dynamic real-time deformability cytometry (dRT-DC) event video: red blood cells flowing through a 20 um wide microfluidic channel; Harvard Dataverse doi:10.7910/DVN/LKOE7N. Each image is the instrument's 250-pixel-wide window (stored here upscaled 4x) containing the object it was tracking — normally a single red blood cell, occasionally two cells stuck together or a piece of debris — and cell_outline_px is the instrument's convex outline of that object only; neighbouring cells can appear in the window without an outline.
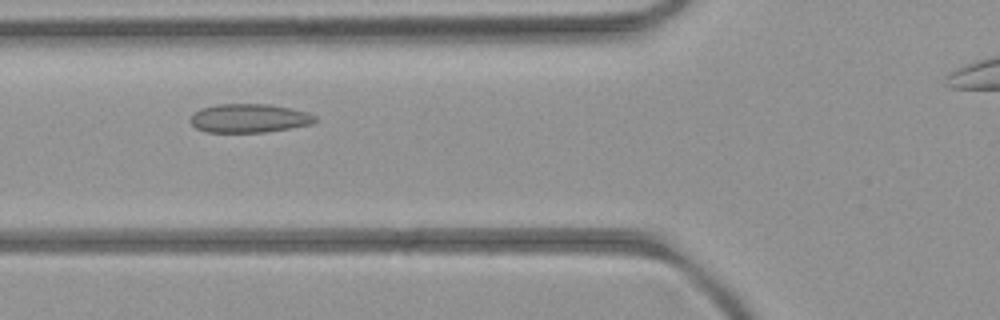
{"species": "common noctule bat (a hibernating species)", "species_latin": "Nyctalus noctula", "temperature_condition": "room temperature", "stored_images_in_passage": 6, "camera_frame_rate_fps": 3000, "um_per_image_px": 0.085, "animal": {"sex": "female", "body_mass_g": 21.9}, "frame": {"image": 1, "passage_image": 4, "time_ms": 3.333, "image_size_px": [1000, 320], "cell_outline_px": [[316, 120], [312, 124], [292, 128], [264, 132], [208, 132], [196, 128], [188, 120], [200, 108], [216, 104], [268, 104], [292, 108], [308, 112], [316, 116]], "centroid_in_image_um": [21.2, 10.04], "position_along_channel_um": 104.6, "area_um2": 20.98}}
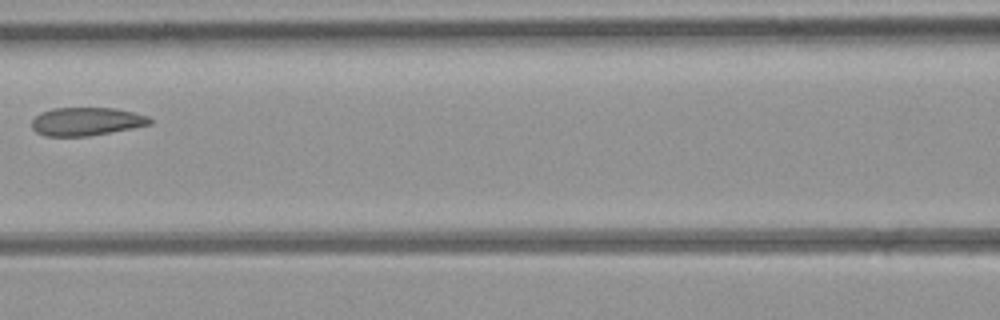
{"frame": {"image": 2, "passage_image": 5, "time_ms": 4.667, "image_size_px": [1000, 320], "cell_outline_px": [[152, 124], [132, 128], [88, 136], [44, 136], [36, 132], [32, 128], [32, 120], [40, 112], [52, 108], [116, 108], [148, 116], [152, 120]], "centroid_in_image_um": [7.32, 10.32], "position_along_channel_um": 159.3, "area_um2": 19.42}}
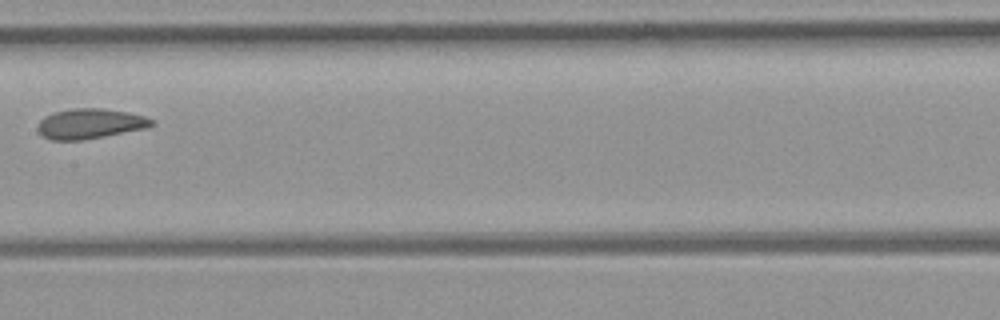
{"frame": {"image": 3, "passage_image": 6, "time_ms": 5.667, "image_size_px": [1000, 320], "cell_outline_px": [[156, 124], [144, 128], [104, 136], [80, 140], [48, 140], [40, 136], [36, 128], [36, 124], [44, 116], [56, 112], [76, 108], [104, 108], [128, 112], [144, 116], [156, 120]], "centroid_in_image_um": [7.61, 10.51], "position_along_channel_um": 199.8, "area_um2": 20.11}}